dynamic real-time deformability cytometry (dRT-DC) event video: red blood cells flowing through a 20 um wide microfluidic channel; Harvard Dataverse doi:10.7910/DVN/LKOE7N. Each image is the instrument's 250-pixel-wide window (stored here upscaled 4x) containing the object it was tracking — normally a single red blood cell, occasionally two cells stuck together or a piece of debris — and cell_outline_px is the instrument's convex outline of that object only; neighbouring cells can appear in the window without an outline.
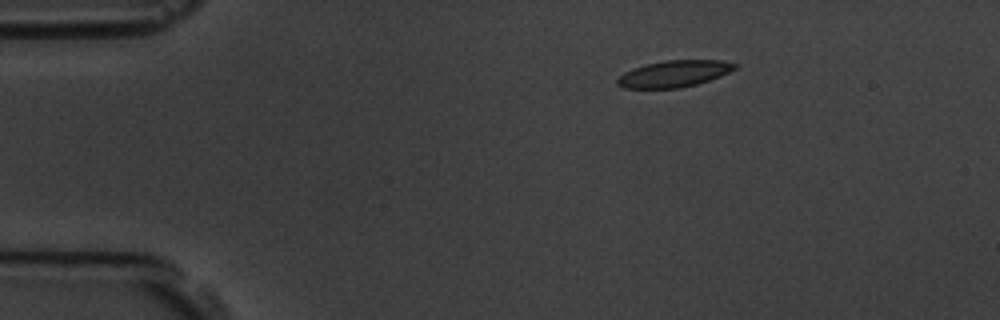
{"species": "common noctule bat (a hibernating species)", "species_latin": "Nyctalus noctula", "temperature_condition": "room temperature", "stored_images_in_passage": 5, "camera_frame_rate_fps": 3000, "um_per_image_px": 0.085, "animal": {"sex": "male", "body_mass_g": 19.5, "forearm_length_mm": 54.6}, "frame": {"image": 1, "passage_image": 5, "time_ms": 4.667, "image_size_px": [1000, 320], "cell_outline_px": [[740, 64], [736, 68], [720, 76], [696, 84], [680, 88], [624, 88], [616, 84], [616, 80], [624, 72], [632, 68], [644, 64], [668, 60], [720, 60]], "centroid_in_image_um": [57.28, 6.26], "position_along_channel_um": 27.7, "area_um2": 18.21}}